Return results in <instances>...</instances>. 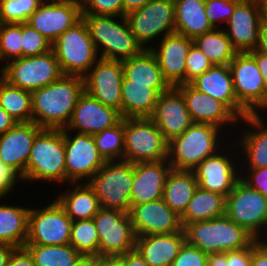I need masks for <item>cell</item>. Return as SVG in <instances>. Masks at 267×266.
<instances>
[{
    "label": "cell",
    "instance_id": "1",
    "mask_svg": "<svg viewBox=\"0 0 267 266\" xmlns=\"http://www.w3.org/2000/svg\"><path fill=\"white\" fill-rule=\"evenodd\" d=\"M84 91V79L77 75H62L32 91V121L42 129L66 128Z\"/></svg>",
    "mask_w": 267,
    "mask_h": 266
},
{
    "label": "cell",
    "instance_id": "2",
    "mask_svg": "<svg viewBox=\"0 0 267 266\" xmlns=\"http://www.w3.org/2000/svg\"><path fill=\"white\" fill-rule=\"evenodd\" d=\"M183 229L186 242L206 254L243 249L255 240L226 214L210 220L189 223Z\"/></svg>",
    "mask_w": 267,
    "mask_h": 266
},
{
    "label": "cell",
    "instance_id": "3",
    "mask_svg": "<svg viewBox=\"0 0 267 266\" xmlns=\"http://www.w3.org/2000/svg\"><path fill=\"white\" fill-rule=\"evenodd\" d=\"M114 17L91 14H82L81 16L96 52H98L99 46H103L102 55L99 58L124 61L138 55L143 48L130 31L125 16H121V22L115 21Z\"/></svg>",
    "mask_w": 267,
    "mask_h": 266
},
{
    "label": "cell",
    "instance_id": "4",
    "mask_svg": "<svg viewBox=\"0 0 267 266\" xmlns=\"http://www.w3.org/2000/svg\"><path fill=\"white\" fill-rule=\"evenodd\" d=\"M218 126L192 123L181 135L168 142V162L172 169L193 170L204 159L217 153Z\"/></svg>",
    "mask_w": 267,
    "mask_h": 266
},
{
    "label": "cell",
    "instance_id": "5",
    "mask_svg": "<svg viewBox=\"0 0 267 266\" xmlns=\"http://www.w3.org/2000/svg\"><path fill=\"white\" fill-rule=\"evenodd\" d=\"M22 180L66 182L64 133L62 129H42L35 137Z\"/></svg>",
    "mask_w": 267,
    "mask_h": 266
},
{
    "label": "cell",
    "instance_id": "6",
    "mask_svg": "<svg viewBox=\"0 0 267 266\" xmlns=\"http://www.w3.org/2000/svg\"><path fill=\"white\" fill-rule=\"evenodd\" d=\"M51 49L59 62L63 75L84 77L99 59L82 18L66 29L51 44Z\"/></svg>",
    "mask_w": 267,
    "mask_h": 266
},
{
    "label": "cell",
    "instance_id": "7",
    "mask_svg": "<svg viewBox=\"0 0 267 266\" xmlns=\"http://www.w3.org/2000/svg\"><path fill=\"white\" fill-rule=\"evenodd\" d=\"M168 158V141L150 118H124V161L132 164Z\"/></svg>",
    "mask_w": 267,
    "mask_h": 266
},
{
    "label": "cell",
    "instance_id": "8",
    "mask_svg": "<svg viewBox=\"0 0 267 266\" xmlns=\"http://www.w3.org/2000/svg\"><path fill=\"white\" fill-rule=\"evenodd\" d=\"M88 184L98 197L101 208L130 210V193L133 184V164L124 160L106 161L89 179Z\"/></svg>",
    "mask_w": 267,
    "mask_h": 266
},
{
    "label": "cell",
    "instance_id": "9",
    "mask_svg": "<svg viewBox=\"0 0 267 266\" xmlns=\"http://www.w3.org/2000/svg\"><path fill=\"white\" fill-rule=\"evenodd\" d=\"M0 72L10 85L30 92L53 83L63 75L52 49L41 55L12 60Z\"/></svg>",
    "mask_w": 267,
    "mask_h": 266
},
{
    "label": "cell",
    "instance_id": "10",
    "mask_svg": "<svg viewBox=\"0 0 267 266\" xmlns=\"http://www.w3.org/2000/svg\"><path fill=\"white\" fill-rule=\"evenodd\" d=\"M93 221L99 237V257L118 258L135 249L136 235L128 212L101 208Z\"/></svg>",
    "mask_w": 267,
    "mask_h": 266
},
{
    "label": "cell",
    "instance_id": "11",
    "mask_svg": "<svg viewBox=\"0 0 267 266\" xmlns=\"http://www.w3.org/2000/svg\"><path fill=\"white\" fill-rule=\"evenodd\" d=\"M229 68L239 105L248 114L267 108L265 83L255 58L249 52H237Z\"/></svg>",
    "mask_w": 267,
    "mask_h": 266
},
{
    "label": "cell",
    "instance_id": "12",
    "mask_svg": "<svg viewBox=\"0 0 267 266\" xmlns=\"http://www.w3.org/2000/svg\"><path fill=\"white\" fill-rule=\"evenodd\" d=\"M136 41L145 47L150 40L163 32V37L175 32L174 0H150L143 7L125 15ZM148 41V42H147Z\"/></svg>",
    "mask_w": 267,
    "mask_h": 266
},
{
    "label": "cell",
    "instance_id": "13",
    "mask_svg": "<svg viewBox=\"0 0 267 266\" xmlns=\"http://www.w3.org/2000/svg\"><path fill=\"white\" fill-rule=\"evenodd\" d=\"M71 228L72 220L57 200L43 209H30L25 245L69 244Z\"/></svg>",
    "mask_w": 267,
    "mask_h": 266
},
{
    "label": "cell",
    "instance_id": "14",
    "mask_svg": "<svg viewBox=\"0 0 267 266\" xmlns=\"http://www.w3.org/2000/svg\"><path fill=\"white\" fill-rule=\"evenodd\" d=\"M225 214L260 240L258 232L267 226V198L240 179L226 197Z\"/></svg>",
    "mask_w": 267,
    "mask_h": 266
},
{
    "label": "cell",
    "instance_id": "15",
    "mask_svg": "<svg viewBox=\"0 0 267 266\" xmlns=\"http://www.w3.org/2000/svg\"><path fill=\"white\" fill-rule=\"evenodd\" d=\"M62 131L64 133L66 182L70 181L74 186L85 177L94 176L106 161L99 153L92 135L77 133L71 138L67 129L64 128Z\"/></svg>",
    "mask_w": 267,
    "mask_h": 266
},
{
    "label": "cell",
    "instance_id": "16",
    "mask_svg": "<svg viewBox=\"0 0 267 266\" xmlns=\"http://www.w3.org/2000/svg\"><path fill=\"white\" fill-rule=\"evenodd\" d=\"M47 0L28 18L27 24L43 35L51 44L82 16L81 0Z\"/></svg>",
    "mask_w": 267,
    "mask_h": 266
},
{
    "label": "cell",
    "instance_id": "17",
    "mask_svg": "<svg viewBox=\"0 0 267 266\" xmlns=\"http://www.w3.org/2000/svg\"><path fill=\"white\" fill-rule=\"evenodd\" d=\"M122 61L99 58L83 77L85 92L121 115Z\"/></svg>",
    "mask_w": 267,
    "mask_h": 266
},
{
    "label": "cell",
    "instance_id": "18",
    "mask_svg": "<svg viewBox=\"0 0 267 266\" xmlns=\"http://www.w3.org/2000/svg\"><path fill=\"white\" fill-rule=\"evenodd\" d=\"M128 213L136 236L171 234L183 230L181 217L166 205L163 198L134 205Z\"/></svg>",
    "mask_w": 267,
    "mask_h": 266
},
{
    "label": "cell",
    "instance_id": "19",
    "mask_svg": "<svg viewBox=\"0 0 267 266\" xmlns=\"http://www.w3.org/2000/svg\"><path fill=\"white\" fill-rule=\"evenodd\" d=\"M229 29L225 30L233 48L237 52H250L259 44L262 28L258 3L241 0L227 21Z\"/></svg>",
    "mask_w": 267,
    "mask_h": 266
},
{
    "label": "cell",
    "instance_id": "20",
    "mask_svg": "<svg viewBox=\"0 0 267 266\" xmlns=\"http://www.w3.org/2000/svg\"><path fill=\"white\" fill-rule=\"evenodd\" d=\"M169 142L181 135L193 123L182 93L171 87L158 97L152 115L149 117Z\"/></svg>",
    "mask_w": 267,
    "mask_h": 266
},
{
    "label": "cell",
    "instance_id": "21",
    "mask_svg": "<svg viewBox=\"0 0 267 266\" xmlns=\"http://www.w3.org/2000/svg\"><path fill=\"white\" fill-rule=\"evenodd\" d=\"M121 119L119 111L103 105L84 91L65 129L93 135L116 125Z\"/></svg>",
    "mask_w": 267,
    "mask_h": 266
},
{
    "label": "cell",
    "instance_id": "22",
    "mask_svg": "<svg viewBox=\"0 0 267 266\" xmlns=\"http://www.w3.org/2000/svg\"><path fill=\"white\" fill-rule=\"evenodd\" d=\"M42 130L35 122H18L0 134V160L14 169L21 178L26 173L29 155L36 135Z\"/></svg>",
    "mask_w": 267,
    "mask_h": 266
},
{
    "label": "cell",
    "instance_id": "23",
    "mask_svg": "<svg viewBox=\"0 0 267 266\" xmlns=\"http://www.w3.org/2000/svg\"><path fill=\"white\" fill-rule=\"evenodd\" d=\"M170 170L171 165L167 159L134 163L130 208L134 205L161 199Z\"/></svg>",
    "mask_w": 267,
    "mask_h": 266
},
{
    "label": "cell",
    "instance_id": "24",
    "mask_svg": "<svg viewBox=\"0 0 267 266\" xmlns=\"http://www.w3.org/2000/svg\"><path fill=\"white\" fill-rule=\"evenodd\" d=\"M192 44L193 39L174 32L161 39L157 50L150 48L171 87L186 84L185 59Z\"/></svg>",
    "mask_w": 267,
    "mask_h": 266
},
{
    "label": "cell",
    "instance_id": "25",
    "mask_svg": "<svg viewBox=\"0 0 267 266\" xmlns=\"http://www.w3.org/2000/svg\"><path fill=\"white\" fill-rule=\"evenodd\" d=\"M176 88L182 93L193 123H208L223 127L238 122V116L223 102L198 91L191 84H180Z\"/></svg>",
    "mask_w": 267,
    "mask_h": 266
},
{
    "label": "cell",
    "instance_id": "26",
    "mask_svg": "<svg viewBox=\"0 0 267 266\" xmlns=\"http://www.w3.org/2000/svg\"><path fill=\"white\" fill-rule=\"evenodd\" d=\"M235 170L230 158L216 153L204 159L192 171L199 188L227 197L241 178Z\"/></svg>",
    "mask_w": 267,
    "mask_h": 266
},
{
    "label": "cell",
    "instance_id": "27",
    "mask_svg": "<svg viewBox=\"0 0 267 266\" xmlns=\"http://www.w3.org/2000/svg\"><path fill=\"white\" fill-rule=\"evenodd\" d=\"M190 84L198 91L225 103L239 119L248 115L237 101L229 65H213Z\"/></svg>",
    "mask_w": 267,
    "mask_h": 266
},
{
    "label": "cell",
    "instance_id": "28",
    "mask_svg": "<svg viewBox=\"0 0 267 266\" xmlns=\"http://www.w3.org/2000/svg\"><path fill=\"white\" fill-rule=\"evenodd\" d=\"M185 242L183 229L171 234L136 236L135 249L149 266H171Z\"/></svg>",
    "mask_w": 267,
    "mask_h": 266
},
{
    "label": "cell",
    "instance_id": "29",
    "mask_svg": "<svg viewBox=\"0 0 267 266\" xmlns=\"http://www.w3.org/2000/svg\"><path fill=\"white\" fill-rule=\"evenodd\" d=\"M122 66L129 84L149 85L160 94L171 88L163 77L156 56L149 47L143 49L138 55L122 61Z\"/></svg>",
    "mask_w": 267,
    "mask_h": 266
},
{
    "label": "cell",
    "instance_id": "30",
    "mask_svg": "<svg viewBox=\"0 0 267 266\" xmlns=\"http://www.w3.org/2000/svg\"><path fill=\"white\" fill-rule=\"evenodd\" d=\"M160 93L149 85L129 84L123 76L121 88V117L149 118L156 106Z\"/></svg>",
    "mask_w": 267,
    "mask_h": 266
},
{
    "label": "cell",
    "instance_id": "31",
    "mask_svg": "<svg viewBox=\"0 0 267 266\" xmlns=\"http://www.w3.org/2000/svg\"><path fill=\"white\" fill-rule=\"evenodd\" d=\"M175 32L188 38L210 32L215 28L205 14V3L199 0H174Z\"/></svg>",
    "mask_w": 267,
    "mask_h": 266
},
{
    "label": "cell",
    "instance_id": "32",
    "mask_svg": "<svg viewBox=\"0 0 267 266\" xmlns=\"http://www.w3.org/2000/svg\"><path fill=\"white\" fill-rule=\"evenodd\" d=\"M197 188L198 182L192 170L171 168L165 181L162 198L170 209L181 216Z\"/></svg>",
    "mask_w": 267,
    "mask_h": 266
},
{
    "label": "cell",
    "instance_id": "33",
    "mask_svg": "<svg viewBox=\"0 0 267 266\" xmlns=\"http://www.w3.org/2000/svg\"><path fill=\"white\" fill-rule=\"evenodd\" d=\"M226 197L197 188L180 216L183 228L192 222L205 221L225 215Z\"/></svg>",
    "mask_w": 267,
    "mask_h": 266
},
{
    "label": "cell",
    "instance_id": "34",
    "mask_svg": "<svg viewBox=\"0 0 267 266\" xmlns=\"http://www.w3.org/2000/svg\"><path fill=\"white\" fill-rule=\"evenodd\" d=\"M76 184L74 190L66 195H60L56 200L72 221L92 219L101 209L99 199L87 182L84 185Z\"/></svg>",
    "mask_w": 267,
    "mask_h": 266
},
{
    "label": "cell",
    "instance_id": "35",
    "mask_svg": "<svg viewBox=\"0 0 267 266\" xmlns=\"http://www.w3.org/2000/svg\"><path fill=\"white\" fill-rule=\"evenodd\" d=\"M30 208L0 206V242L24 247L28 234Z\"/></svg>",
    "mask_w": 267,
    "mask_h": 266
},
{
    "label": "cell",
    "instance_id": "36",
    "mask_svg": "<svg viewBox=\"0 0 267 266\" xmlns=\"http://www.w3.org/2000/svg\"><path fill=\"white\" fill-rule=\"evenodd\" d=\"M258 113L248 114L243 117V121L257 128L255 131H244L245 135L240 142L241 146L247 154L249 168H264L267 167V127L260 118ZM258 130V131H256Z\"/></svg>",
    "mask_w": 267,
    "mask_h": 266
},
{
    "label": "cell",
    "instance_id": "37",
    "mask_svg": "<svg viewBox=\"0 0 267 266\" xmlns=\"http://www.w3.org/2000/svg\"><path fill=\"white\" fill-rule=\"evenodd\" d=\"M213 65H229L237 51L233 48L225 31L214 29L193 39Z\"/></svg>",
    "mask_w": 267,
    "mask_h": 266
},
{
    "label": "cell",
    "instance_id": "38",
    "mask_svg": "<svg viewBox=\"0 0 267 266\" xmlns=\"http://www.w3.org/2000/svg\"><path fill=\"white\" fill-rule=\"evenodd\" d=\"M0 107L17 122L32 121V94L30 91L0 80Z\"/></svg>",
    "mask_w": 267,
    "mask_h": 266
},
{
    "label": "cell",
    "instance_id": "39",
    "mask_svg": "<svg viewBox=\"0 0 267 266\" xmlns=\"http://www.w3.org/2000/svg\"><path fill=\"white\" fill-rule=\"evenodd\" d=\"M36 266H74L82 255L70 244L24 245Z\"/></svg>",
    "mask_w": 267,
    "mask_h": 266
},
{
    "label": "cell",
    "instance_id": "40",
    "mask_svg": "<svg viewBox=\"0 0 267 266\" xmlns=\"http://www.w3.org/2000/svg\"><path fill=\"white\" fill-rule=\"evenodd\" d=\"M99 153L105 161L124 158V118L116 125L92 135Z\"/></svg>",
    "mask_w": 267,
    "mask_h": 266
},
{
    "label": "cell",
    "instance_id": "41",
    "mask_svg": "<svg viewBox=\"0 0 267 266\" xmlns=\"http://www.w3.org/2000/svg\"><path fill=\"white\" fill-rule=\"evenodd\" d=\"M69 244L82 256L99 257V237L93 218L72 221Z\"/></svg>",
    "mask_w": 267,
    "mask_h": 266
},
{
    "label": "cell",
    "instance_id": "42",
    "mask_svg": "<svg viewBox=\"0 0 267 266\" xmlns=\"http://www.w3.org/2000/svg\"><path fill=\"white\" fill-rule=\"evenodd\" d=\"M42 0H0V23H26Z\"/></svg>",
    "mask_w": 267,
    "mask_h": 266
},
{
    "label": "cell",
    "instance_id": "43",
    "mask_svg": "<svg viewBox=\"0 0 267 266\" xmlns=\"http://www.w3.org/2000/svg\"><path fill=\"white\" fill-rule=\"evenodd\" d=\"M22 57V23H0V59Z\"/></svg>",
    "mask_w": 267,
    "mask_h": 266
},
{
    "label": "cell",
    "instance_id": "44",
    "mask_svg": "<svg viewBox=\"0 0 267 266\" xmlns=\"http://www.w3.org/2000/svg\"><path fill=\"white\" fill-rule=\"evenodd\" d=\"M51 50V43L27 23H22V57L36 56Z\"/></svg>",
    "mask_w": 267,
    "mask_h": 266
},
{
    "label": "cell",
    "instance_id": "45",
    "mask_svg": "<svg viewBox=\"0 0 267 266\" xmlns=\"http://www.w3.org/2000/svg\"><path fill=\"white\" fill-rule=\"evenodd\" d=\"M82 14L124 16L123 0H81Z\"/></svg>",
    "mask_w": 267,
    "mask_h": 266
},
{
    "label": "cell",
    "instance_id": "46",
    "mask_svg": "<svg viewBox=\"0 0 267 266\" xmlns=\"http://www.w3.org/2000/svg\"><path fill=\"white\" fill-rule=\"evenodd\" d=\"M186 84H190L197 77L213 66L208 57L194 44L185 59Z\"/></svg>",
    "mask_w": 267,
    "mask_h": 266
},
{
    "label": "cell",
    "instance_id": "47",
    "mask_svg": "<svg viewBox=\"0 0 267 266\" xmlns=\"http://www.w3.org/2000/svg\"><path fill=\"white\" fill-rule=\"evenodd\" d=\"M241 0H208L205 2V14L211 25L216 28V22L228 21L234 12L235 6Z\"/></svg>",
    "mask_w": 267,
    "mask_h": 266
},
{
    "label": "cell",
    "instance_id": "48",
    "mask_svg": "<svg viewBox=\"0 0 267 266\" xmlns=\"http://www.w3.org/2000/svg\"><path fill=\"white\" fill-rule=\"evenodd\" d=\"M207 261L208 254L185 242L171 266H207Z\"/></svg>",
    "mask_w": 267,
    "mask_h": 266
},
{
    "label": "cell",
    "instance_id": "49",
    "mask_svg": "<svg viewBox=\"0 0 267 266\" xmlns=\"http://www.w3.org/2000/svg\"><path fill=\"white\" fill-rule=\"evenodd\" d=\"M249 178L241 177L240 179L250 188L257 190L267 198V167L250 168Z\"/></svg>",
    "mask_w": 267,
    "mask_h": 266
},
{
    "label": "cell",
    "instance_id": "50",
    "mask_svg": "<svg viewBox=\"0 0 267 266\" xmlns=\"http://www.w3.org/2000/svg\"><path fill=\"white\" fill-rule=\"evenodd\" d=\"M22 179L21 176L11 167L0 160V193L5 196L15 186L16 179Z\"/></svg>",
    "mask_w": 267,
    "mask_h": 266
},
{
    "label": "cell",
    "instance_id": "51",
    "mask_svg": "<svg viewBox=\"0 0 267 266\" xmlns=\"http://www.w3.org/2000/svg\"><path fill=\"white\" fill-rule=\"evenodd\" d=\"M226 262L228 266H251L252 243L243 249L226 252Z\"/></svg>",
    "mask_w": 267,
    "mask_h": 266
},
{
    "label": "cell",
    "instance_id": "52",
    "mask_svg": "<svg viewBox=\"0 0 267 266\" xmlns=\"http://www.w3.org/2000/svg\"><path fill=\"white\" fill-rule=\"evenodd\" d=\"M7 266H36L33 257L25 247H16L7 263Z\"/></svg>",
    "mask_w": 267,
    "mask_h": 266
},
{
    "label": "cell",
    "instance_id": "53",
    "mask_svg": "<svg viewBox=\"0 0 267 266\" xmlns=\"http://www.w3.org/2000/svg\"><path fill=\"white\" fill-rule=\"evenodd\" d=\"M251 266H267V242L255 239L252 242Z\"/></svg>",
    "mask_w": 267,
    "mask_h": 266
},
{
    "label": "cell",
    "instance_id": "54",
    "mask_svg": "<svg viewBox=\"0 0 267 266\" xmlns=\"http://www.w3.org/2000/svg\"><path fill=\"white\" fill-rule=\"evenodd\" d=\"M124 266H149L136 249L117 258Z\"/></svg>",
    "mask_w": 267,
    "mask_h": 266
},
{
    "label": "cell",
    "instance_id": "55",
    "mask_svg": "<svg viewBox=\"0 0 267 266\" xmlns=\"http://www.w3.org/2000/svg\"><path fill=\"white\" fill-rule=\"evenodd\" d=\"M249 53L255 58L259 71L261 72L263 76L265 88L267 92V55H264L258 52L256 49L253 51H250Z\"/></svg>",
    "mask_w": 267,
    "mask_h": 266
},
{
    "label": "cell",
    "instance_id": "56",
    "mask_svg": "<svg viewBox=\"0 0 267 266\" xmlns=\"http://www.w3.org/2000/svg\"><path fill=\"white\" fill-rule=\"evenodd\" d=\"M18 122L0 107V134L13 128Z\"/></svg>",
    "mask_w": 267,
    "mask_h": 266
},
{
    "label": "cell",
    "instance_id": "57",
    "mask_svg": "<svg viewBox=\"0 0 267 266\" xmlns=\"http://www.w3.org/2000/svg\"><path fill=\"white\" fill-rule=\"evenodd\" d=\"M207 266H228L226 252L208 254Z\"/></svg>",
    "mask_w": 267,
    "mask_h": 266
},
{
    "label": "cell",
    "instance_id": "58",
    "mask_svg": "<svg viewBox=\"0 0 267 266\" xmlns=\"http://www.w3.org/2000/svg\"><path fill=\"white\" fill-rule=\"evenodd\" d=\"M16 247L0 242V266H7L8 260Z\"/></svg>",
    "mask_w": 267,
    "mask_h": 266
},
{
    "label": "cell",
    "instance_id": "59",
    "mask_svg": "<svg viewBox=\"0 0 267 266\" xmlns=\"http://www.w3.org/2000/svg\"><path fill=\"white\" fill-rule=\"evenodd\" d=\"M150 0H123L124 16L135 9L143 7Z\"/></svg>",
    "mask_w": 267,
    "mask_h": 266
},
{
    "label": "cell",
    "instance_id": "60",
    "mask_svg": "<svg viewBox=\"0 0 267 266\" xmlns=\"http://www.w3.org/2000/svg\"><path fill=\"white\" fill-rule=\"evenodd\" d=\"M256 50L264 55H267V24L262 25L259 44L256 47Z\"/></svg>",
    "mask_w": 267,
    "mask_h": 266
},
{
    "label": "cell",
    "instance_id": "61",
    "mask_svg": "<svg viewBox=\"0 0 267 266\" xmlns=\"http://www.w3.org/2000/svg\"><path fill=\"white\" fill-rule=\"evenodd\" d=\"M94 266H124L117 258L94 256Z\"/></svg>",
    "mask_w": 267,
    "mask_h": 266
},
{
    "label": "cell",
    "instance_id": "62",
    "mask_svg": "<svg viewBox=\"0 0 267 266\" xmlns=\"http://www.w3.org/2000/svg\"><path fill=\"white\" fill-rule=\"evenodd\" d=\"M257 3L259 6L261 23L267 24V0H259Z\"/></svg>",
    "mask_w": 267,
    "mask_h": 266
},
{
    "label": "cell",
    "instance_id": "63",
    "mask_svg": "<svg viewBox=\"0 0 267 266\" xmlns=\"http://www.w3.org/2000/svg\"><path fill=\"white\" fill-rule=\"evenodd\" d=\"M74 266H94V256H82Z\"/></svg>",
    "mask_w": 267,
    "mask_h": 266
}]
</instances>
